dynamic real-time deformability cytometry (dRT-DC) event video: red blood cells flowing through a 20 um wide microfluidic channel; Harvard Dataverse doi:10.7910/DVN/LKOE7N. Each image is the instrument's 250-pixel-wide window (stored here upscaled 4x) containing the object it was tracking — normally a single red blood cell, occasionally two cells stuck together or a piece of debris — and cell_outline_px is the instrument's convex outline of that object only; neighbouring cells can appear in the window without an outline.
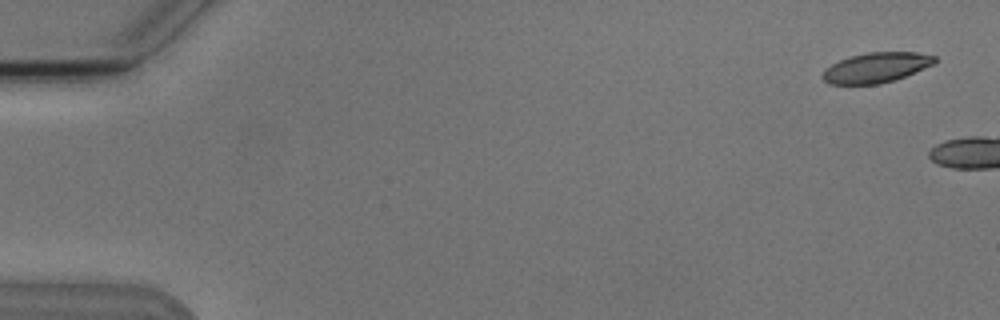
{"species": "Egyptian fruit bat (a non-hibernating species)", "species_latin": "Rousettus aegyptiacus", "temperature_condition": "cold", "stored_images_in_passage": 3, "camera_frame_rate_fps": 3000, "um_per_image_px": 0.085, "animal": {"sex": "male"}, "frame": {"image": 1, "passage_image": 1, "time_ms": 0.0, "image_size_px": [1000, 320], "cell_outline_px": [[936, 60], [932, 64], [924, 68], [896, 80], [880, 84], [828, 84], [820, 76], [832, 64], [848, 56], [868, 52], [916, 52], [936, 56]], "centroid_in_image_um": [74.47, 5.74], "position_along_channel_um": 10.5, "area_um2": 19.59}}